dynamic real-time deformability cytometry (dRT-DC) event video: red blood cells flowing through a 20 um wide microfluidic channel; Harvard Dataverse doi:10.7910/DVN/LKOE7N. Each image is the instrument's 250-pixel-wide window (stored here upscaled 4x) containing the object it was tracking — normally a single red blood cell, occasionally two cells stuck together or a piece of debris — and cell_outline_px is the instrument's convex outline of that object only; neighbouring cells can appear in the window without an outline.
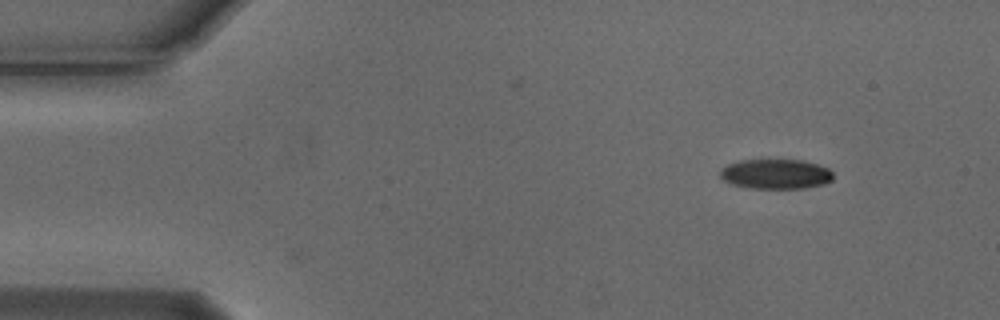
{"species": "Egyptian fruit bat (a non-hibernating species)", "species_latin": "Rousettus aegyptiacus", "temperature_condition": "cold", "stored_images_in_passage": 5, "camera_frame_rate_fps": 3000, "um_per_image_px": 0.085, "animal": {"sex": "male"}, "frame": {"image": 1, "passage_image": 1, "time_ms": 0.0, "image_size_px": [1000, 320], "cell_outline_px": [[832, 180], [824, 184], [804, 188], [748, 188], [732, 184], [724, 180], [720, 176], [720, 168], [728, 164], [740, 160], [760, 156], [772, 156], [804, 160], [828, 168], [832, 172]], "centroid_in_image_um": [65.89, 14.72], "position_along_channel_um": 19.1, "area_um2": 20.75}}
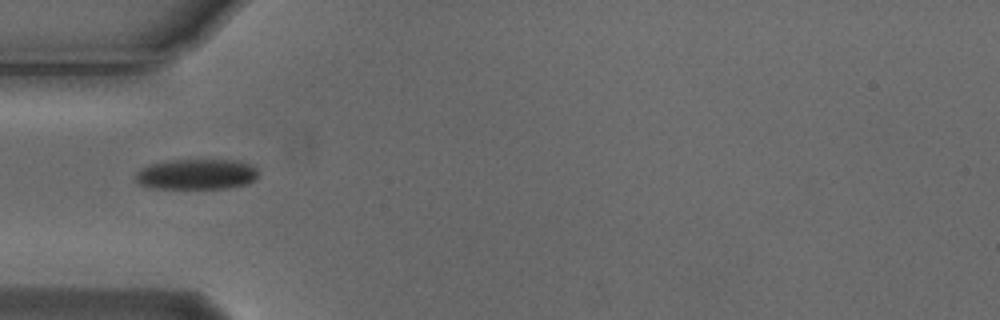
{"frame": {"image": 2, "passage_image": 4, "time_ms": 1.0, "image_size_px": [1000, 320], "cell_outline_px": [[256, 180], [248, 184], [228, 188], [156, 188], [140, 184], [136, 180], [136, 172], [140, 168], [148, 164], [172, 160], [240, 160], [252, 164], [256, 168]], "centroid_in_image_um": [16.73, 14.8], "position_along_channel_um": 68.3, "area_um2": 21.91}}
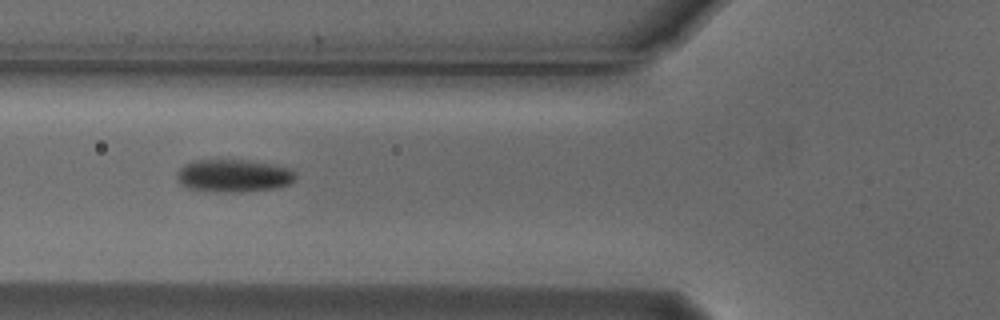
{"frame": {"image": 3, "passage_image": 5, "time_ms": 1.333, "image_size_px": [1000, 320], "cell_outline_px": [[296, 180], [288, 184], [272, 188], [240, 192], [220, 192], [188, 188], [176, 180], [176, 172], [184, 164], [196, 160], [244, 160], [272, 164], [288, 168], [296, 176]], "centroid_in_image_um": [19.81, 14.93], "position_along_channel_um": 106.0, "area_um2": 22.43}}